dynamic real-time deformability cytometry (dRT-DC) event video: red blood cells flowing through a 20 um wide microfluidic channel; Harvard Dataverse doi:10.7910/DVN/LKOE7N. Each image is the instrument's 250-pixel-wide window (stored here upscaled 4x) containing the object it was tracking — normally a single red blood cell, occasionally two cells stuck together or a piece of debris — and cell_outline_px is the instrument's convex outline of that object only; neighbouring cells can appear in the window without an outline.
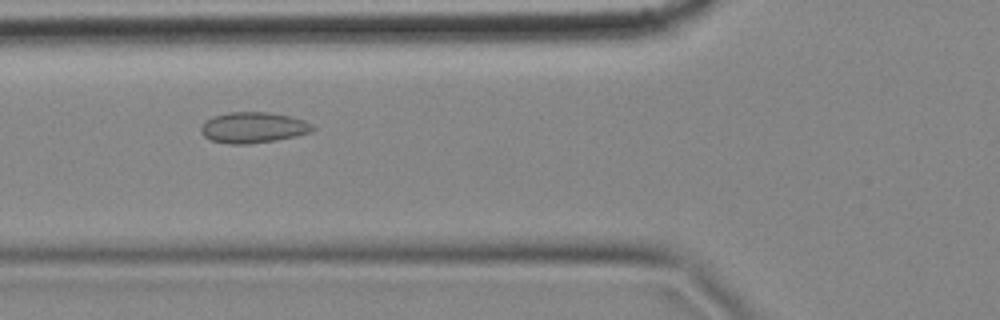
{"species": "common noctule bat (a hibernating species)", "species_latin": "Nyctalus noctula", "temperature_condition": "cold", "stored_images_in_passage": 6, "camera_frame_rate_fps": 3000, "um_per_image_px": 0.085, "animal": {"sex": "female", "body_mass_g": 18.4}, "frame": {"image": 1, "passage_image": 2, "time_ms": 0.333, "image_size_px": [1000, 320], "cell_outline_px": [[316, 128], [312, 132], [296, 136], [276, 140], [248, 144], [228, 144], [212, 140], [204, 136], [200, 132], [200, 128], [212, 116], [228, 112], [268, 112], [288, 116], [304, 120], [312, 124]], "centroid_in_image_um": [21.54, 10.84], "position_along_channel_um": 104.3, "area_um2": 20.06}}
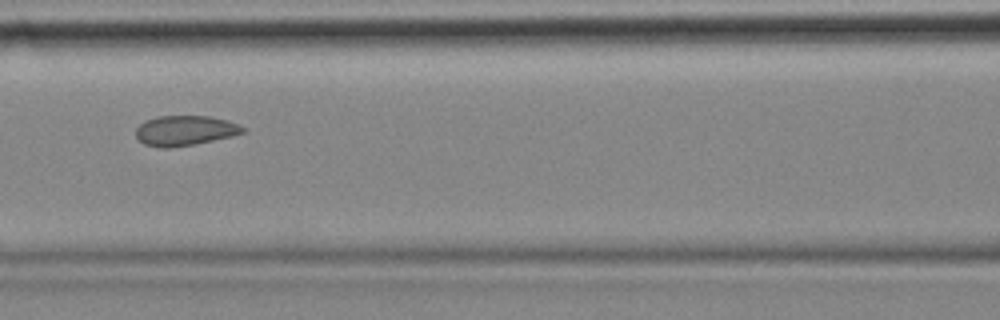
{"frame": {"image": 2, "passage_image": 3, "time_ms": 0.667, "image_size_px": [1000, 320], "cell_outline_px": [[248, 128], [244, 132], [232, 136], [196, 144], [168, 148], [160, 148], [144, 144], [136, 136], [136, 128], [144, 120], [156, 116], [208, 116], [228, 120], [240, 124]], "centroid_in_image_um": [15.74, 11.09], "position_along_channel_um": 150.9, "area_um2": 18.96}}